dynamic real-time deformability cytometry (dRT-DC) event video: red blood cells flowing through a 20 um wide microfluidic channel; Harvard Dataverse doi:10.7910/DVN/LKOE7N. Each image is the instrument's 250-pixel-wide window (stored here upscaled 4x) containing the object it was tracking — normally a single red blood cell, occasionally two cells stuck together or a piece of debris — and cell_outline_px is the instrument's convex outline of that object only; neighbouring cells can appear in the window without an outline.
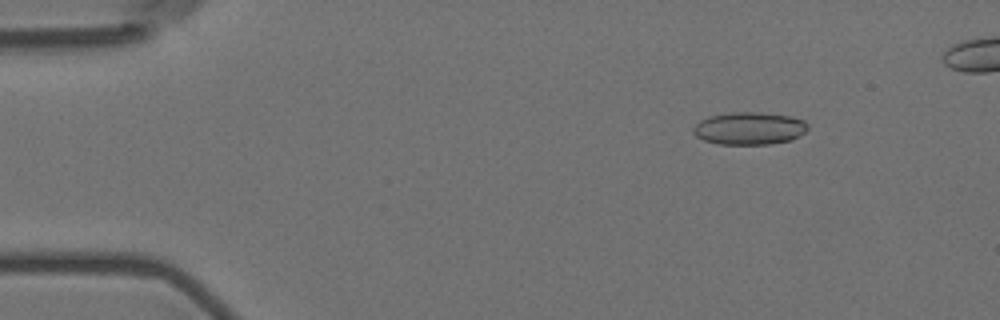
{"species": "Egyptian fruit bat (a non-hibernating species)", "species_latin": "Rousettus aegyptiacus", "temperature_condition": "room temperature", "stored_images_in_passage": 54, "camera_frame_rate_fps": 3000, "um_per_image_px": 0.085, "animal": {"sex": "female"}, "frame": {"image": 1, "passage_image": 8, "time_ms": 2.333, "image_size_px": [1000, 320], "cell_outline_px": [[808, 128], [800, 136], [792, 140], [772, 144], [716, 144], [704, 140], [696, 136], [692, 132], [692, 128], [700, 120], [708, 116], [732, 112], [760, 112], [792, 116], [804, 120], [808, 124]], "centroid_in_image_um": [63.7, 10.91], "position_along_channel_um": 21.3, "area_um2": 22.02}}
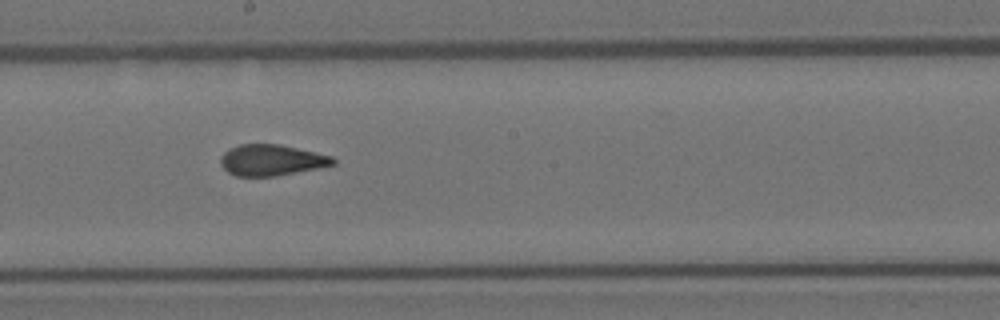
{"frame": {"image": 2, "passage_image": 32, "time_ms": 10.333, "image_size_px": [1000, 320], "cell_outline_px": [[336, 164], [276, 176], [236, 176], [228, 172], [220, 164], [220, 156], [224, 152], [240, 144], [280, 144], [332, 156], [336, 160]], "centroid_in_image_um": [23.06, 13.61], "position_along_channel_um": 225.1, "area_um2": 20.23}}
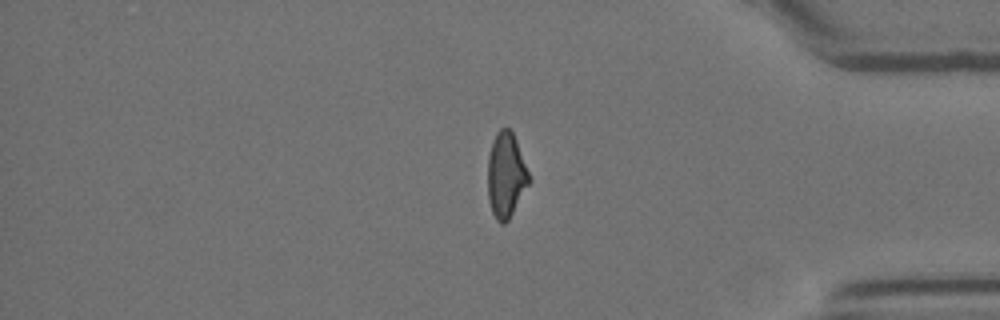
{"frame": {"image": 3, "passage_image": 48, "time_ms": 15.667, "image_size_px": [1000, 320], "cell_outline_px": [[528, 184], [508, 220], [504, 224], [500, 224], [496, 220], [492, 212], [488, 200], [488, 156], [492, 140], [496, 132], [500, 128], [508, 128], [512, 132], [516, 140], [528, 172]], "centroid_in_image_um": [42.97, 14.88], "position_along_channel_um": 392.2, "area_um2": 20.11}}